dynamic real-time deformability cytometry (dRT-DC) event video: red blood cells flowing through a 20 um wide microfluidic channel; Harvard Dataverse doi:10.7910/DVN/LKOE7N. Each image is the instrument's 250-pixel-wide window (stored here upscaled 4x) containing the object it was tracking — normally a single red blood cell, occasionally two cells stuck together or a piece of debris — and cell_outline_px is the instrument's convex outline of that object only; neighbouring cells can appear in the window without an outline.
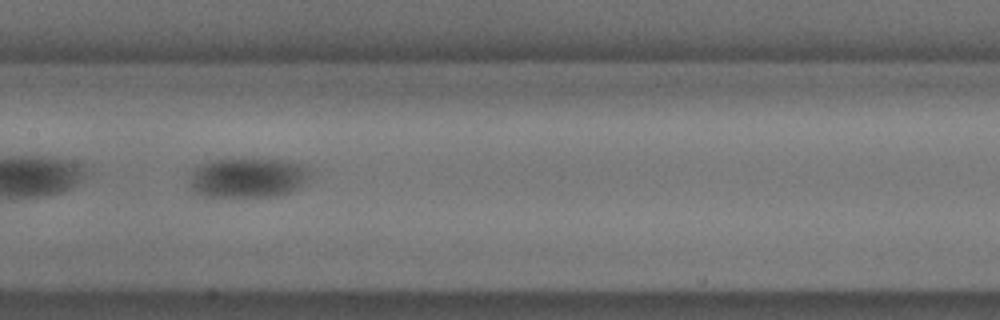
{"species": "common noctule bat (a hibernating species)", "species_latin": "Nyctalus noctula", "temperature_condition": "cold", "stored_images_in_passage": 47, "camera_frame_rate_fps": 3000, "um_per_image_px": 0.085, "animal": {"sex": "male", "body_mass_g": 18.8}, "frame": {"image": 1, "passage_image": 27, "time_ms": 8.667, "image_size_px": [1000, 320], "cell_outline_px": [[312, 176], [296, 188], [288, 192], [276, 196], [204, 196], [196, 192], [192, 188], [192, 172], [196, 164], [212, 160], [252, 156], [288, 160], [300, 164], [308, 168]], "centroid_in_image_um": [21.09, 15.04], "position_along_channel_um": 186.3, "area_um2": 28.55}}
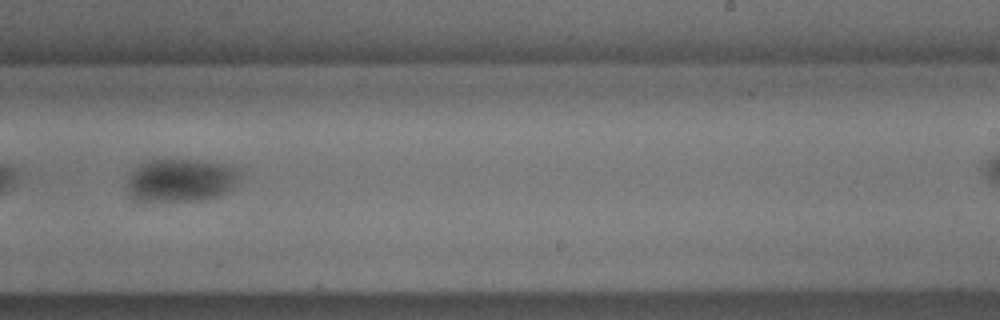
{"frame": {"image": 2, "passage_image": 34, "time_ms": 11.0, "image_size_px": [1000, 320], "cell_outline_px": [[240, 176], [224, 192], [212, 196], [188, 200], [140, 200], [128, 196], [128, 180], [132, 172], [140, 164], [148, 160], [196, 160], [220, 164], [236, 168], [240, 172]], "centroid_in_image_um": [15.29, 15.29], "position_along_channel_um": 273.7, "area_um2": 27.11}}
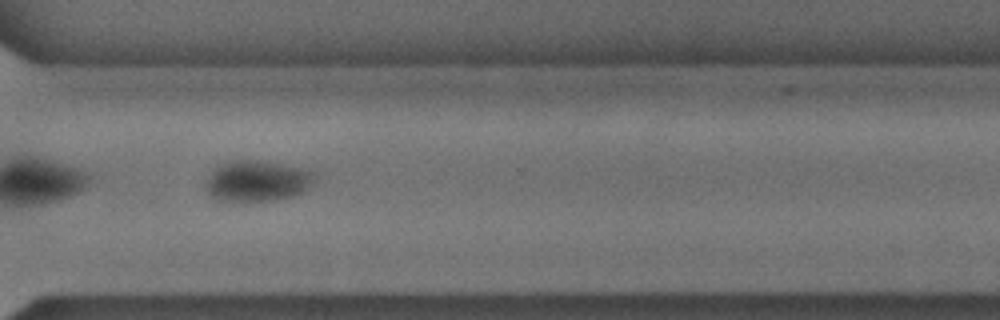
{"frame": {"image": 3, "passage_image": 40, "time_ms": 13.0, "image_size_px": [1000, 320], "cell_outline_px": [[316, 180], [304, 192], [292, 196], [272, 200], [220, 200], [212, 196], [208, 192], [208, 176], [220, 164], [236, 160], [260, 160], [300, 168], [312, 172], [316, 176]], "centroid_in_image_um": [21.91, 15.37], "position_along_channel_um": 348.7, "area_um2": 25.37}}